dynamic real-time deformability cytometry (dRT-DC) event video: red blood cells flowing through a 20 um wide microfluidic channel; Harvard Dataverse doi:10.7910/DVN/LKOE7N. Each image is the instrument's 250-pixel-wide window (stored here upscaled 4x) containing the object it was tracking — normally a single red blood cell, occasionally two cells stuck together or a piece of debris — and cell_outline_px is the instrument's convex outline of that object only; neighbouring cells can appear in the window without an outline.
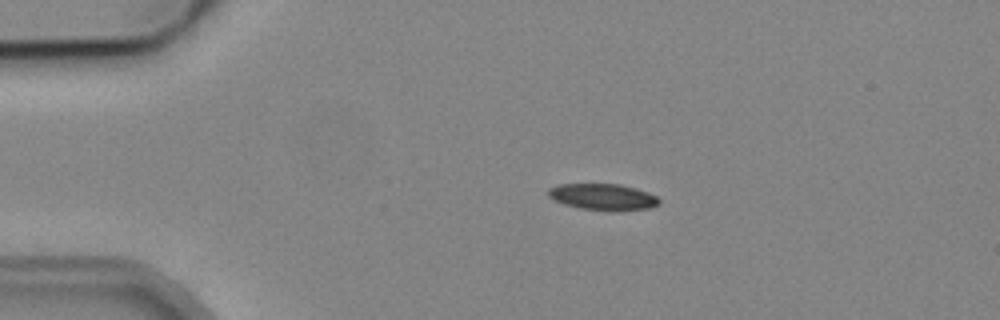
{"species": "common noctule bat (a hibernating species)", "species_latin": "Nyctalus noctula", "temperature_condition": "cold", "stored_images_in_passage": 4, "camera_frame_rate_fps": 3000, "um_per_image_px": 0.085, "animal": {"sex": "male", "body_mass_g": 19.2, "forearm_length_mm": 51.8}, "frame": {"image": 1, "passage_image": 2, "time_ms": 2.0, "image_size_px": [1000, 320], "cell_outline_px": [[660, 204], [652, 208], [616, 212], [580, 208], [564, 204], [552, 200], [548, 196], [548, 188], [560, 184], [620, 184], [636, 188], [648, 192], [656, 196], [660, 200]], "centroid_in_image_um": [51.28, 16.75], "position_along_channel_um": 33.7, "area_um2": 17.4}}